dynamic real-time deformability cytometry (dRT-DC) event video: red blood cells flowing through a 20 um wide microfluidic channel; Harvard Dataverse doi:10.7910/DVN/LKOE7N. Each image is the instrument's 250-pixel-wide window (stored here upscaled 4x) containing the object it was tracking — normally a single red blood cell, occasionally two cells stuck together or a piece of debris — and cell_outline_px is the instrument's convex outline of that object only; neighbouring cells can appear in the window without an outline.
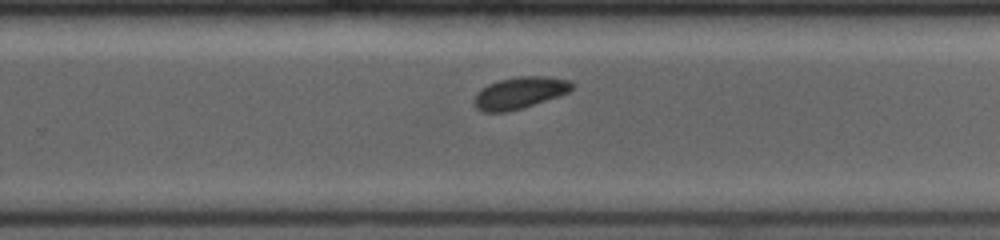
{"species": "common noctule bat (a hibernating species)", "species_latin": "Nyctalus noctula", "temperature_condition": "room temperature", "stored_images_in_passage": 8, "camera_frame_rate_fps": 4000, "um_per_image_px": 0.085, "animal": {"sex": "female", "body_mass_g": 19.0, "forearm_length_mm": 53.3}, "frame": {"image": 1, "passage_image": 8, "time_ms": 6.75, "image_size_px": [1000, 240], "cell_outline_px": [[576, 84], [568, 92], [560, 96], [508, 112], [484, 112], [476, 108], [476, 96], [488, 84], [500, 80], [516, 76], [548, 76], [572, 80]], "centroid_in_image_um": [44.27, 7.87], "position_along_channel_um": 285.5, "area_um2": 17.98}}